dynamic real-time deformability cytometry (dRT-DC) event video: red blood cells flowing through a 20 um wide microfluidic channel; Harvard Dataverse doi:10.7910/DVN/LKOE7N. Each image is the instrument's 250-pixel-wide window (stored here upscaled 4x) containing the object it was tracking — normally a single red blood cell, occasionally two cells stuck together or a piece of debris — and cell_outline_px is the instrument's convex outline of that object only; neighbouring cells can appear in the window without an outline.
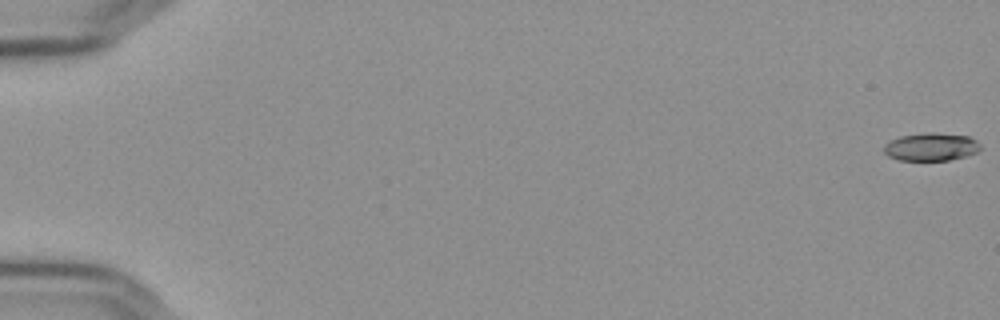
{"species": "Egyptian fruit bat (a non-hibernating species)", "species_latin": "Rousettus aegyptiacus", "temperature_condition": "cold", "stored_images_in_passage": 13, "camera_frame_rate_fps": 3000, "um_per_image_px": 0.085, "frame": {"image": 1, "passage_image": 1, "time_ms": 0.0, "image_size_px": [1000, 320], "cell_outline_px": [[980, 148], [976, 152], [964, 156], [948, 160], [900, 160], [888, 156], [884, 152], [884, 144], [888, 140], [900, 136], [928, 132], [932, 132], [968, 136], [976, 140], [980, 144]], "centroid_in_image_um": [79.1, 12.47], "position_along_channel_um": 5.9, "area_um2": 15.66}}